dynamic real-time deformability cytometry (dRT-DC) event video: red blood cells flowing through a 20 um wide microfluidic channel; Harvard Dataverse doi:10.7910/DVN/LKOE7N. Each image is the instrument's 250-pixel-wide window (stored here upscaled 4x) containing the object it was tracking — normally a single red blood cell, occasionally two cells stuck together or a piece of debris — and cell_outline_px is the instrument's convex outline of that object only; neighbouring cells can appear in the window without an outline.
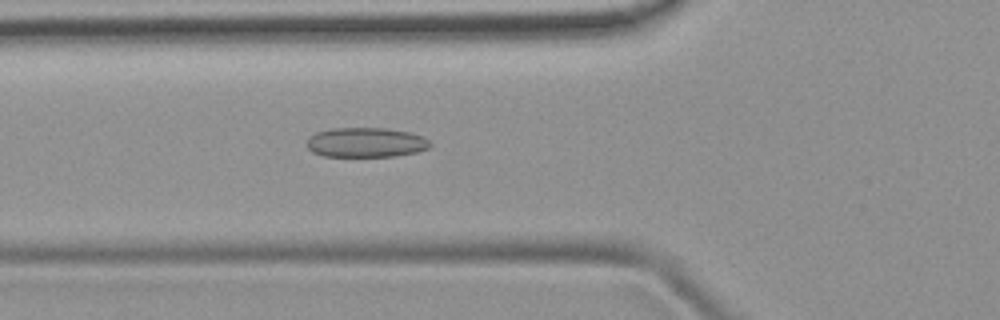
{"species": "common noctule bat (a hibernating species)", "species_latin": "Nyctalus noctula", "temperature_condition": "room temperature", "stored_images_in_passage": 38, "camera_frame_rate_fps": 3000, "um_per_image_px": 0.085, "animal": {"sex": "female", "body_mass_g": 19.9}, "frame": {"image": 1, "passage_image": 7, "time_ms": 2.0, "image_size_px": [1000, 320], "cell_outline_px": [[432, 144], [428, 148], [416, 152], [392, 156], [324, 156], [312, 152], [304, 144], [308, 136], [316, 132], [332, 128], [384, 128], [408, 132], [424, 136]], "centroid_in_image_um": [31.05, 12.1], "position_along_channel_um": 94.8, "area_um2": 21.44}}
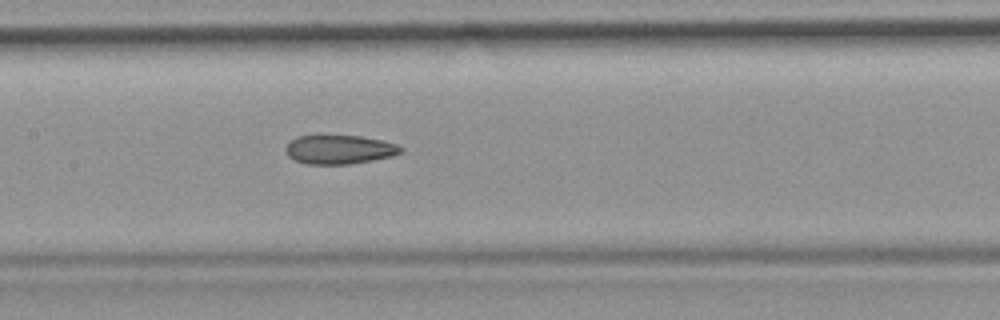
{"frame": {"image": 2, "passage_image": 13, "time_ms": 4.0, "image_size_px": [1000, 320], "cell_outline_px": [[404, 152], [392, 156], [372, 160], [348, 164], [308, 164], [296, 160], [288, 156], [284, 148], [296, 136], [316, 132], [320, 132], [360, 136], [384, 140], [396, 144], [404, 148]], "centroid_in_image_um": [28.82, 12.65], "position_along_channel_um": 178.6, "area_um2": 20.35}}
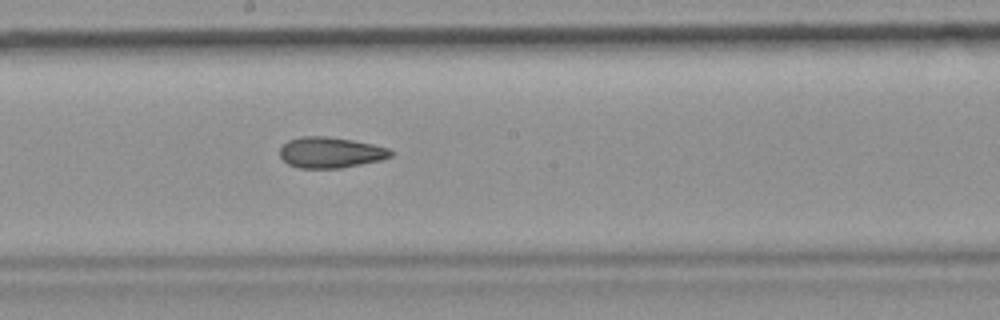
{"frame": {"image": 3, "passage_image": 16, "time_ms": 5.0, "image_size_px": [1000, 320], "cell_outline_px": [[392, 156], [380, 160], [340, 168], [300, 168], [288, 164], [280, 156], [280, 148], [288, 140], [300, 136], [328, 136], [352, 140], [372, 144], [388, 148], [392, 152]], "centroid_in_image_um": [28.07, 12.95], "position_along_channel_um": 220.1, "area_um2": 19.83}}